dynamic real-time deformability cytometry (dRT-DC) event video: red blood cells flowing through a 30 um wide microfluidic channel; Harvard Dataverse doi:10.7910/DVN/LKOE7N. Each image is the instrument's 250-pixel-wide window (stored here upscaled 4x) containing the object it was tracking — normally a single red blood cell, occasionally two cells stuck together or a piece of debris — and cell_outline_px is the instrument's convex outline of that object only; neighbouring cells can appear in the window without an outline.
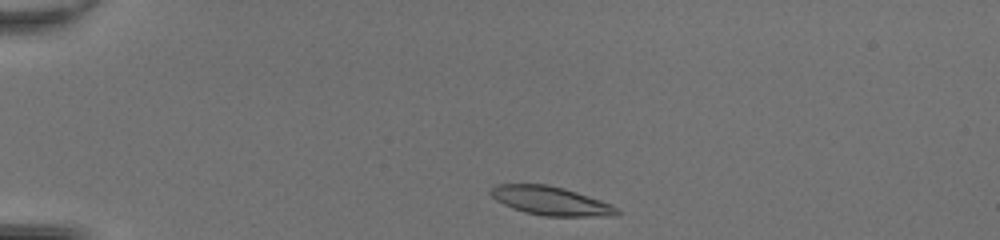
{"species": "common noctule bat (a hibernating species)", "species_latin": "Nyctalus noctula", "temperature_condition": "room temperature", "stored_images_in_passage": 38, "camera_frame_rate_fps": 3000, "um_per_image_px": 0.085, "animal": {"sex": "female", "body_mass_g": 20.0, "forearm_length_mm": 54.0}, "frame": {"image": 1, "passage_image": 1, "time_ms": 0.0, "image_size_px": [1000, 240], "cell_outline_px": [[620, 212], [612, 216], [544, 216], [524, 212], [512, 208], [496, 200], [488, 192], [496, 184], [548, 184], [564, 188], [612, 204]], "centroid_in_image_um": [46.79, 17.07], "position_along_channel_um": 38.2, "area_um2": 21.04}}
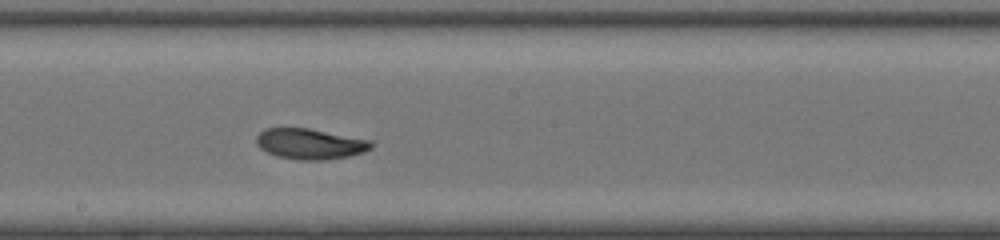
{"frame": {"image": 2, "passage_image": 18, "time_ms": 5.667, "image_size_px": [1000, 240], "cell_outline_px": [[372, 148], [364, 152], [348, 156], [324, 160], [300, 160], [276, 156], [260, 148], [256, 144], [256, 136], [264, 128], [308, 128], [372, 140]], "centroid_in_image_um": [26.35, 12.23], "position_along_channel_um": 221.9, "area_um2": 20.52}}
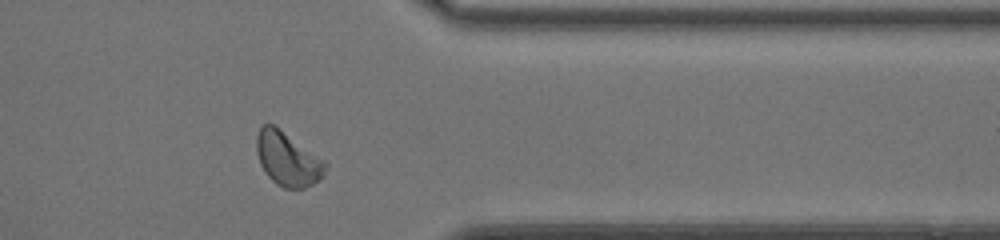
{"frame": {"image": 3, "passage_image": 30, "time_ms": 9.667, "image_size_px": [1000, 240], "cell_outline_px": [[328, 168], [312, 184], [304, 188], [284, 188], [276, 184], [264, 172], [260, 164], [256, 152], [256, 136], [260, 128], [264, 124], [272, 124], [324, 160], [328, 164]], "centroid_in_image_um": [24.41, 13.52], "position_along_channel_um": 387.0, "area_um2": 21.21}, "authors_computed_cell_mechanics": {"area_um2": 20.7213, "velocity_mm_per_s": 4.292, "shape_relaxation_time_tau1_ms": 2.8907, "shape_relaxation_time_tau2_ms": 2.8056, "deformation_change_tau1": 0.1156, "deformation_change_tau2": 0.0896}}